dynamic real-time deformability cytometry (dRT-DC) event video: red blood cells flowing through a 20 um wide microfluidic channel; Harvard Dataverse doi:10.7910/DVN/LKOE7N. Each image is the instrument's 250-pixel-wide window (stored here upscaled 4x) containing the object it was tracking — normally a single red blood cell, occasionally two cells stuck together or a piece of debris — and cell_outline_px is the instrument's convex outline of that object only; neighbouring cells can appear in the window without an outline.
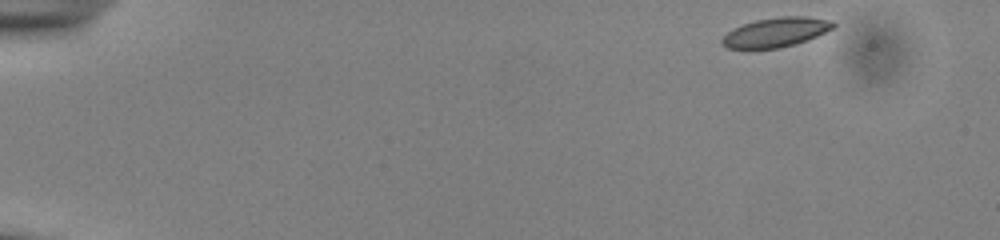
{"species": "common noctule bat (a hibernating species)", "species_latin": "Nyctalus noctula", "temperature_condition": "cold", "stored_images_in_passage": 31, "camera_frame_rate_fps": 3000, "um_per_image_px": 0.085, "animal": {"sex": "male", "body_mass_g": 13.0, "forearm_length_mm": 53.1}, "frame": {"image": 1, "passage_image": 1, "time_ms": 0.0, "image_size_px": [1000, 240], "cell_outline_px": [[836, 24], [832, 28], [816, 36], [796, 44], [780, 48], [748, 52], [728, 48], [720, 40], [728, 32], [744, 24], [756, 20], [780, 16], [808, 16], [832, 20]], "centroid_in_image_um": [65.91, 2.78], "position_along_channel_um": 19.1, "area_um2": 19.54}}
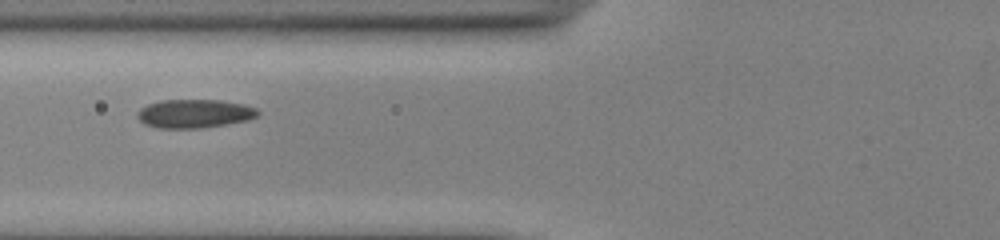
{"frame": {"image": 2, "passage_image": 18, "time_ms": 5.667, "image_size_px": [1000, 240], "cell_outline_px": [[260, 112], [256, 116], [248, 120], [200, 128], [160, 128], [144, 124], [136, 116], [136, 112], [140, 108], [148, 104], [160, 100], [220, 100], [244, 104], [256, 108]], "centroid_in_image_um": [16.5, 9.65], "position_along_channel_um": 109.3, "area_um2": 20.06}}
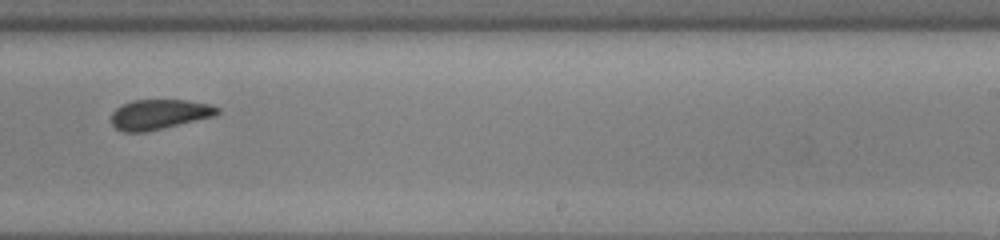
{"frame": {"image": 3, "passage_image": 31, "time_ms": 10.0, "image_size_px": [1000, 240], "cell_outline_px": [[220, 112], [212, 116], [148, 132], [124, 132], [116, 128], [112, 124], [112, 112], [116, 108], [132, 100], [188, 100], [208, 104], [220, 108]], "centroid_in_image_um": [13.51, 9.72], "position_along_channel_um": 275.5, "area_um2": 18.38}}